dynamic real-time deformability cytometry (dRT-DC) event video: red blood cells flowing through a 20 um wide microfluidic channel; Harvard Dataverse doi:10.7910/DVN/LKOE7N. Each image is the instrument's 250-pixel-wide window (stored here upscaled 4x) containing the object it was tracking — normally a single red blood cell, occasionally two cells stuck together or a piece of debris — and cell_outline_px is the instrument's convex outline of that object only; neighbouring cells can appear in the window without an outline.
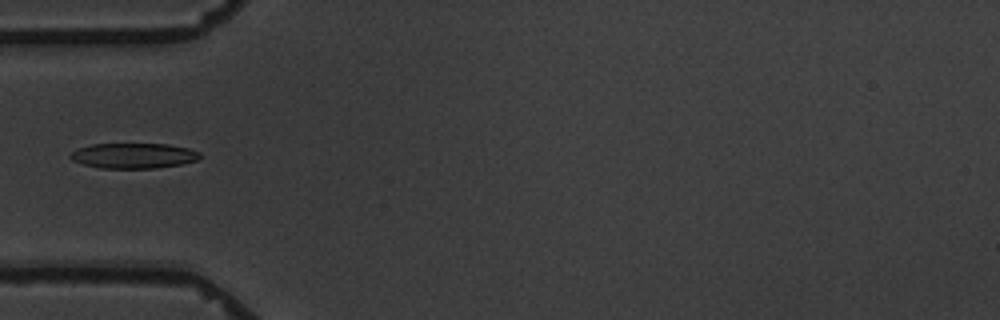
{"species": "common noctule bat (a hibernating species)", "species_latin": "Nyctalus noctula", "temperature_condition": "warm", "stored_images_in_passage": 5, "camera_frame_rate_fps": 3000, "um_per_image_px": 0.085, "animal": {"sex": "male", "body_mass_g": 19.5, "forearm_length_mm": 54.6}, "frame": {"image": 1, "passage_image": 5, "time_ms": 4.667, "image_size_px": [1000, 320], "cell_outline_px": [[200, 156], [196, 160], [184, 164], [156, 168], [100, 168], [84, 164], [72, 160], [68, 156], [72, 152], [80, 148], [92, 144], [168, 144], [188, 148], [200, 152]], "centroid_in_image_um": [11.37, 13.24], "position_along_channel_um": 73.6, "area_um2": 19.02}}